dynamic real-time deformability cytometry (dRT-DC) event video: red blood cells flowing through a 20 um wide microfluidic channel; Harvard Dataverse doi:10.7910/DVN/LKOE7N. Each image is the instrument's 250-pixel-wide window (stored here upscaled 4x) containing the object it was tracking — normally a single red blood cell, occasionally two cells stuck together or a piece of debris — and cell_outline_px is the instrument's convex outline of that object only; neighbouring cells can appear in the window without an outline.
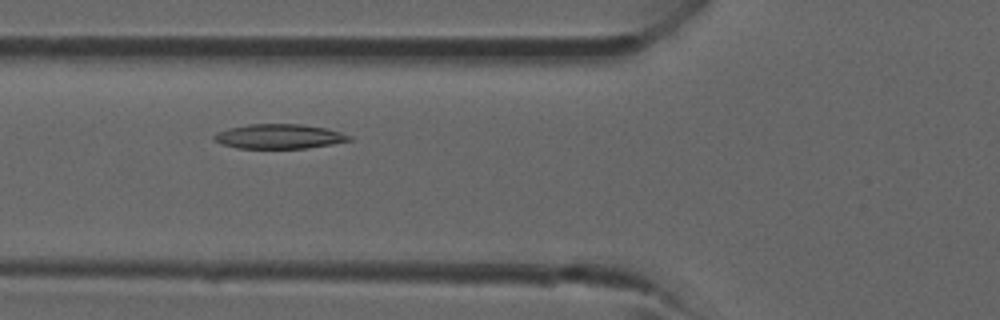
{"species": "common noctule bat (a hibernating species)", "species_latin": "Nyctalus noctula", "temperature_condition": "room temperature", "stored_images_in_passage": 34, "camera_frame_rate_fps": 3000, "um_per_image_px": 0.085, "animal": {"sex": "male", "forearm_length_mm": 52.5}, "frame": {"image": 1, "passage_image": 12, "time_ms": 3.667, "image_size_px": [1000, 320], "cell_outline_px": [[352, 140], [332, 144], [308, 148], [236, 148], [224, 144], [216, 140], [212, 136], [216, 132], [228, 128], [248, 124], [300, 124], [328, 128], [352, 136]], "centroid_in_image_um": [23.75, 11.59], "position_along_channel_um": 102.0, "area_um2": 19.36}}
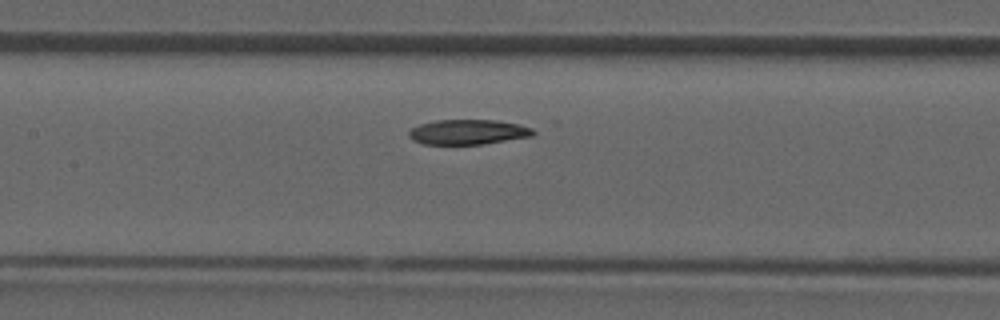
{"frame": {"image": 2, "passage_image": 16, "time_ms": 5.0, "image_size_px": [1000, 320], "cell_outline_px": [[536, 132], [532, 136], [484, 144], [424, 144], [412, 140], [408, 136], [408, 132], [412, 128], [420, 124], [436, 120], [496, 120], [520, 124], [532, 128]], "centroid_in_image_um": [39.79, 11.22], "position_along_channel_um": 167.6, "area_um2": 18.15}}
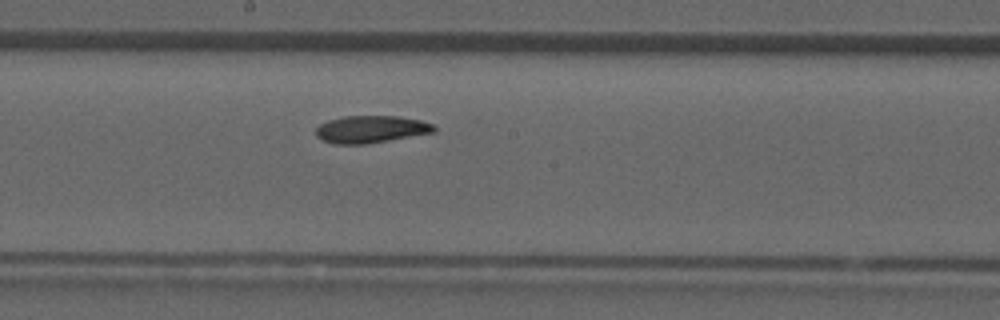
{"frame": {"image": 3, "passage_image": 19, "time_ms": 6.0, "image_size_px": [1000, 320], "cell_outline_px": [[436, 132], [364, 144], [332, 144], [320, 140], [316, 136], [316, 128], [320, 124], [328, 120], [344, 116], [396, 116], [420, 120], [432, 124], [436, 128]], "centroid_in_image_um": [31.49, 10.99], "position_along_channel_um": 216.7, "area_um2": 18.79}}